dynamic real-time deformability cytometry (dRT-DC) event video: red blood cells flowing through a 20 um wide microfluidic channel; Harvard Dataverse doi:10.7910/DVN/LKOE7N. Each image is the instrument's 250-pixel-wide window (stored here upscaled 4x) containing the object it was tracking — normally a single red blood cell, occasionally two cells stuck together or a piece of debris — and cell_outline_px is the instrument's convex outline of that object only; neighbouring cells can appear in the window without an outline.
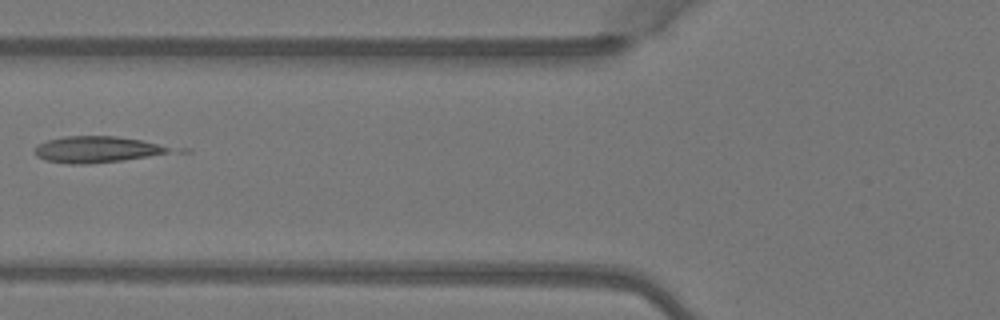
{"species": "Egyptian fruit bat (a non-hibernating species)", "species_latin": "Rousettus aegyptiacus", "temperature_condition": "warm", "stored_images_in_passage": 4, "camera_frame_rate_fps": 3000, "um_per_image_px": 0.085, "animal": {"sex": "female"}, "frame": {"image": 1, "passage_image": 4, "time_ms": 1.0, "image_size_px": [1000, 320], "cell_outline_px": [[168, 152], [148, 156], [124, 160], [88, 164], [68, 164], [44, 160], [36, 156], [36, 148], [40, 144], [48, 140], [64, 136], [116, 136], [140, 140], [156, 144], [168, 148]], "centroid_in_image_um": [8.12, 12.71], "position_along_channel_um": 117.7, "area_um2": 20.23}}